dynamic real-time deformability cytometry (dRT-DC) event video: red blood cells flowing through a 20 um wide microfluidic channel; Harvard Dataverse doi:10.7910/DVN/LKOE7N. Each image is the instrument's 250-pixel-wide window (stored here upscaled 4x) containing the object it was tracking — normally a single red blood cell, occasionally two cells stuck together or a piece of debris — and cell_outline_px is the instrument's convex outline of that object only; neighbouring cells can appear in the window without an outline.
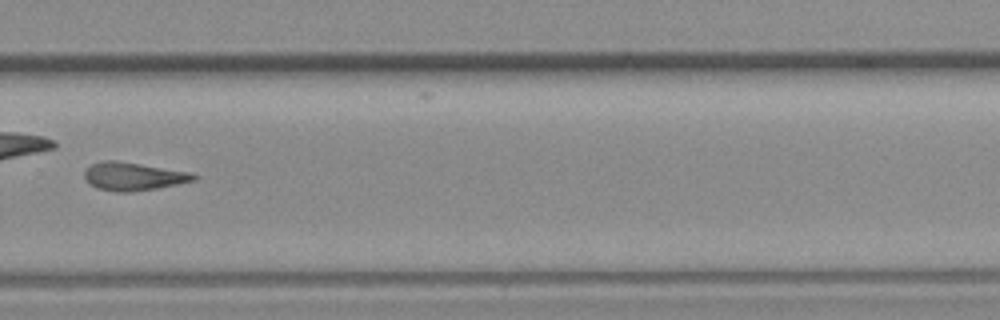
{"species": "common noctule bat (a hibernating species)", "species_latin": "Nyctalus noctula", "temperature_condition": "room temperature", "stored_images_in_passage": 37, "camera_frame_rate_fps": 3000, "um_per_image_px": 0.085, "animal": {"sex": "female", "body_mass_g": 19.3, "forearm_length_mm": 54.1}, "frame": {"image": 1, "passage_image": 22, "time_ms": 7.0, "image_size_px": [1000, 320], "cell_outline_px": [[200, 176], [196, 180], [156, 188], [128, 192], [116, 192], [96, 188], [84, 176], [84, 172], [92, 164], [104, 160], [116, 160], [192, 172]], "centroid_in_image_um": [11.38, 14.98], "position_along_channel_um": 318.4, "area_um2": 17.8}}
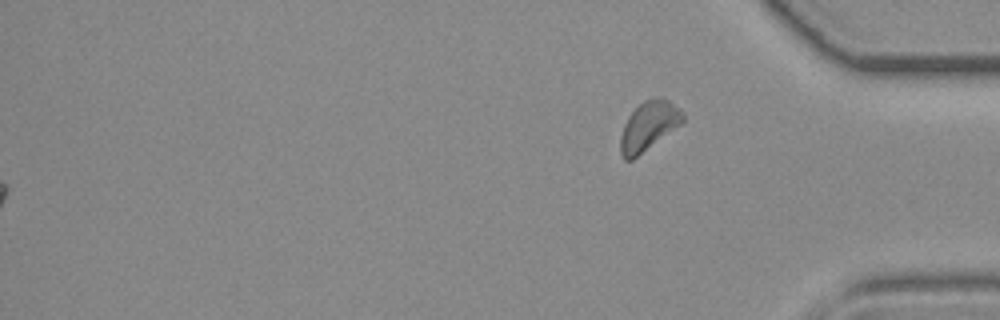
{"frame": {"image": 2, "passage_image": 37, "time_ms": 12.0, "image_size_px": [1000, 320], "cell_outline_px": [[684, 120], [680, 124], [632, 160], [624, 160], [620, 152], [620, 136], [624, 124], [628, 116], [644, 100], [656, 96], [660, 96], [668, 100], [680, 108], [684, 116]], "centroid_in_image_um": [55.12, 10.69], "position_along_channel_um": 380.1, "area_um2": 17.63}}